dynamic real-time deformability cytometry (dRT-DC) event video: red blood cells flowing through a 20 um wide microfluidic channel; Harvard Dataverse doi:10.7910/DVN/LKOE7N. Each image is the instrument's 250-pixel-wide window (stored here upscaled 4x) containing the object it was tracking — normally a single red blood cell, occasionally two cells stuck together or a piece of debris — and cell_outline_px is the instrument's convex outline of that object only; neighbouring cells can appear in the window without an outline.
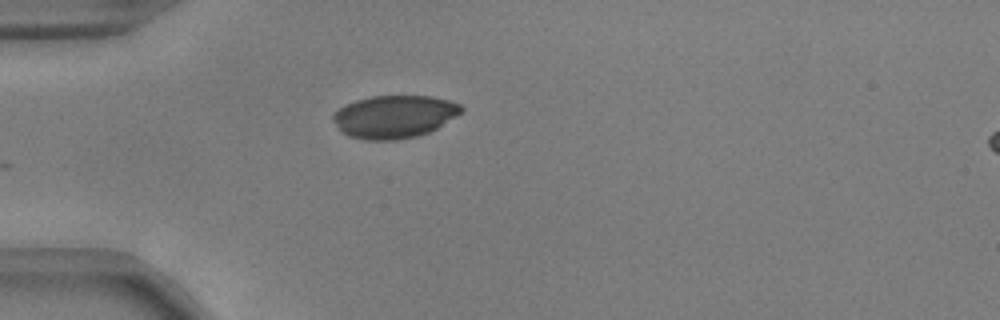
{"species": "common noctule bat (a hibernating species)", "species_latin": "Nyctalus noctula", "temperature_condition": "warm", "stored_images_in_passage": 15, "camera_frame_rate_fps": 3000, "um_per_image_px": 0.085, "animal": {"sex": "male", "body_mass_g": 17.9, "forearm_length_mm": 54.2}, "frame": {"image": 1, "passage_image": 1, "time_ms": 0.0, "image_size_px": [1000, 320], "cell_outline_px": [[464, 108], [460, 112], [436, 128], [428, 132], [416, 136], [396, 140], [364, 140], [348, 136], [332, 120], [332, 116], [344, 104], [356, 100], [372, 96], [432, 96], [448, 100], [460, 104]], "centroid_in_image_um": [33.49, 9.91], "position_along_channel_um": 51.5, "area_um2": 31.62}}
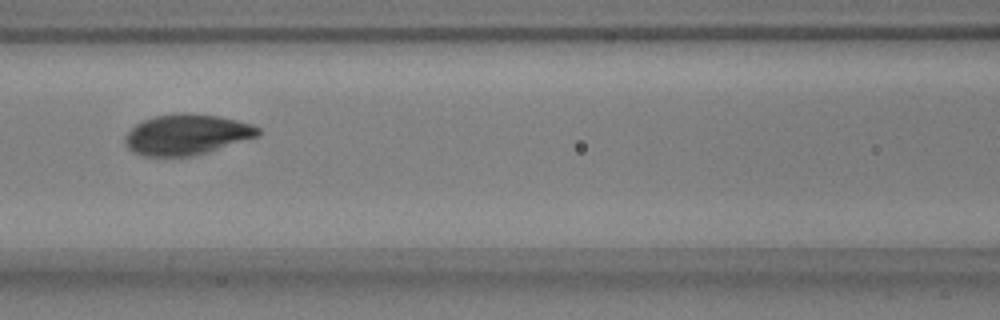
{"frame": {"image": 2, "passage_image": 10, "time_ms": 3.0, "image_size_px": [1000, 320], "cell_outline_px": [[260, 136], [196, 156], [140, 156], [132, 152], [124, 144], [124, 136], [136, 124], [144, 120], [156, 116], [216, 116], [236, 120], [252, 124], [260, 128]], "centroid_in_image_um": [15.87, 11.5], "position_along_channel_um": 150.7, "area_um2": 30.81}}
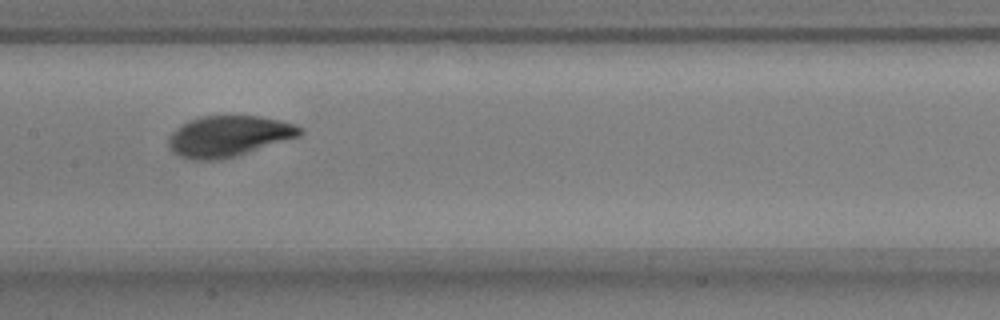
{"frame": {"image": 3, "passage_image": 13, "time_ms": 4.0, "image_size_px": [1000, 320], "cell_outline_px": [[304, 132], [300, 136], [224, 160], [192, 160], [180, 156], [168, 148], [168, 136], [176, 128], [188, 120], [200, 116], [260, 116], [280, 120], [296, 124], [304, 128]], "centroid_in_image_um": [19.44, 11.58], "position_along_channel_um": 188.0, "area_um2": 31.67}}